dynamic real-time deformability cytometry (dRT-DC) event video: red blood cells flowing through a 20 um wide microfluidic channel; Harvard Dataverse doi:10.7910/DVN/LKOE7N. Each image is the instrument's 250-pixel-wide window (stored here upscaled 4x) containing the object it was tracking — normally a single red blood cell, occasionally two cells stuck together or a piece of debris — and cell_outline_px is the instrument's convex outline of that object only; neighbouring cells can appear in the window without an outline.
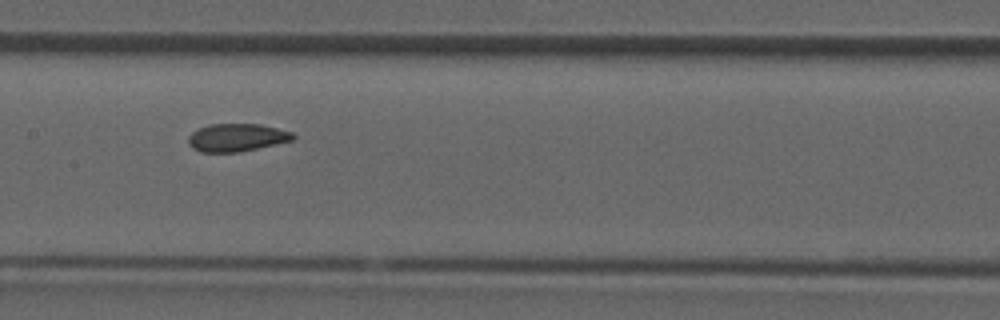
{"species": "common noctule bat (a hibernating species)", "species_latin": "Nyctalus noctula", "temperature_condition": "room temperature", "stored_images_in_passage": 33, "camera_frame_rate_fps": 3000, "um_per_image_px": 0.085, "animal": {"sex": "male", "forearm_length_mm": 52.5}, "frame": {"image": 1, "passage_image": 15, "time_ms": 4.667, "image_size_px": [1000, 320], "cell_outline_px": [[296, 136], [292, 140], [240, 152], [200, 152], [192, 148], [188, 144], [188, 136], [192, 132], [200, 128], [212, 124], [260, 124], [292, 132]], "centroid_in_image_um": [20.1, 11.69], "position_along_channel_um": 187.3, "area_um2": 16.88}}
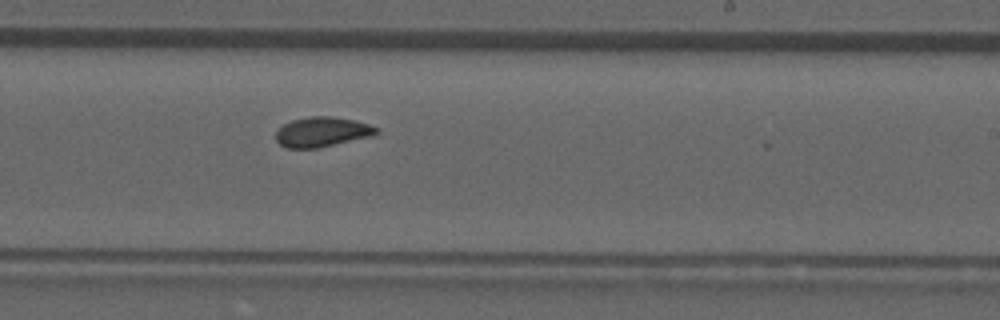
{"frame": {"image": 2, "passage_image": 19, "time_ms": 6.0, "image_size_px": [1000, 320], "cell_outline_px": [[380, 132], [372, 136], [316, 148], [284, 148], [276, 140], [276, 132], [284, 124], [292, 120], [312, 116], [328, 116], [356, 120], [368, 124], [376, 128]], "centroid_in_image_um": [27.37, 11.21], "position_along_channel_um": 261.6, "area_um2": 17.34}}